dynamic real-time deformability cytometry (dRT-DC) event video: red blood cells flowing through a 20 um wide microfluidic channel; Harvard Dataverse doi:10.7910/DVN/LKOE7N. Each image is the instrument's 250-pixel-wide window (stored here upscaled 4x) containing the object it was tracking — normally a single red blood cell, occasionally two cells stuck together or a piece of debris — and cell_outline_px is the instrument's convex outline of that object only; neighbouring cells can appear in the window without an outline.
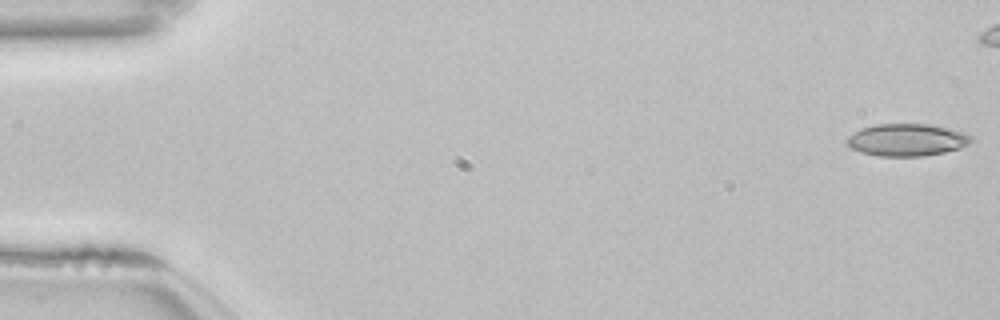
{"species": "common noctule bat (a hibernating species)", "species_latin": "Nyctalus noctula", "temperature_condition": "room temperature", "stored_images_in_passage": 47, "camera_frame_rate_fps": 3000, "um_per_image_px": 0.085, "animal": {"sex": "female", "body_mass_g": 22.7, "forearm_length_mm": 54.2}, "frame": {"image": 1, "passage_image": 1, "time_ms": 0.0, "image_size_px": [1000, 320], "cell_outline_px": [[976, 140], [960, 148], [944, 152], [924, 156], [876, 156], [860, 152], [852, 148], [844, 140], [848, 136], [860, 128], [876, 124], [932, 124], [964, 132], [972, 136]], "centroid_in_image_um": [77.1, 11.89], "position_along_channel_um": 7.9, "area_um2": 23.64}}
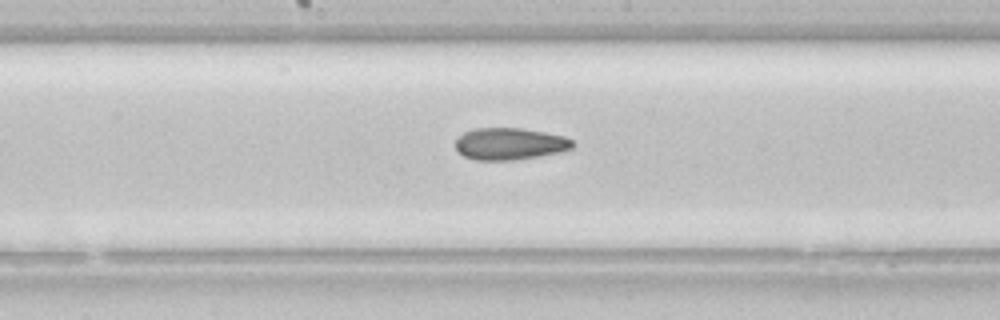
{"frame": {"image": 2, "passage_image": 28, "time_ms": 9.0, "image_size_px": [1000, 320], "cell_outline_px": [[572, 148], [556, 152], [536, 156], [512, 160], [476, 160], [464, 156], [456, 148], [456, 140], [464, 132], [472, 128], [520, 128], [544, 132], [564, 136], [572, 140]], "centroid_in_image_um": [43.28, 12.21], "position_along_channel_um": 204.9, "area_um2": 21.44}}
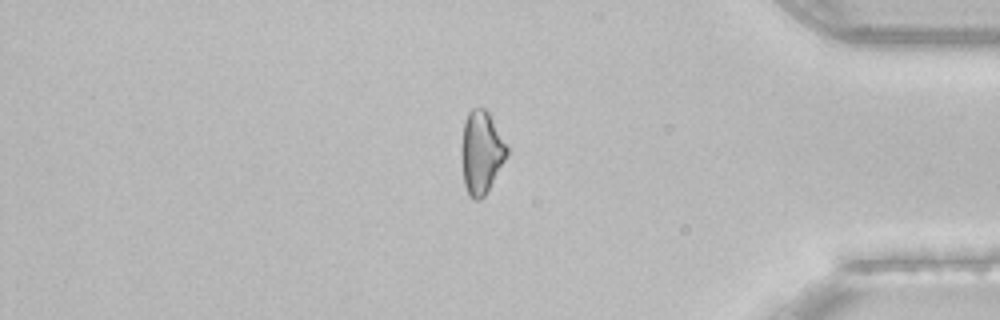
{"frame": {"image": 3, "passage_image": 45, "time_ms": 14.667, "image_size_px": [1000, 320], "cell_outline_px": [[508, 156], [484, 196], [480, 200], [472, 200], [468, 196], [464, 184], [460, 156], [460, 148], [464, 120], [468, 112], [472, 108], [488, 108], [508, 148]], "centroid_in_image_um": [40.89, 12.93], "position_along_channel_um": 394.3, "area_um2": 22.54}, "authors_computed_cell_mechanics": {"area_um2": 22.5998, "velocity_mm_per_s": 3.8583, "shape_relaxation_time_tau1_ms": 8.0741, "shape_relaxation_time_tau2_ms": 3.7979, "deformation_change_tau1": 0.1533, "deformation_change_tau2": 0.1199}}